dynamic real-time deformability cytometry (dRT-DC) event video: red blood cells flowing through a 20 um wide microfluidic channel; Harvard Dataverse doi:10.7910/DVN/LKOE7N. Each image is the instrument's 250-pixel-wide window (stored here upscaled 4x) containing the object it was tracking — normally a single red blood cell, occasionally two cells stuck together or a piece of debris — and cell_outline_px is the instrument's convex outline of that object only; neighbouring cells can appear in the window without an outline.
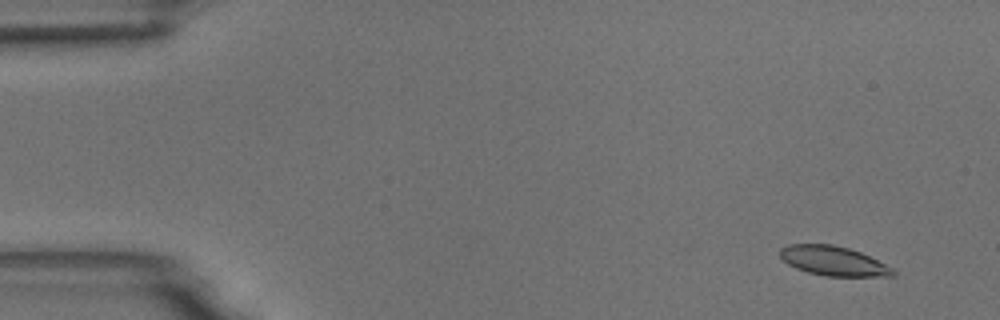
{"species": "common noctule bat (a hibernating species)", "species_latin": "Nyctalus noctula", "temperature_condition": "room temperature", "stored_images_in_passage": 55, "camera_frame_rate_fps": 3000, "um_per_image_px": 0.085, "animal": {"sex": "male", "body_mass_g": 18.8}, "frame": {"image": 1, "passage_image": 4, "time_ms": 1.0, "image_size_px": [1000, 320], "cell_outline_px": [[896, 276], [824, 276], [808, 272], [796, 268], [788, 264], [780, 256], [780, 248], [788, 244], [832, 244], [848, 248], [860, 252], [892, 268], [896, 272]], "centroid_in_image_um": [70.81, 22.18], "position_along_channel_um": 14.2, "area_um2": 19.25}}
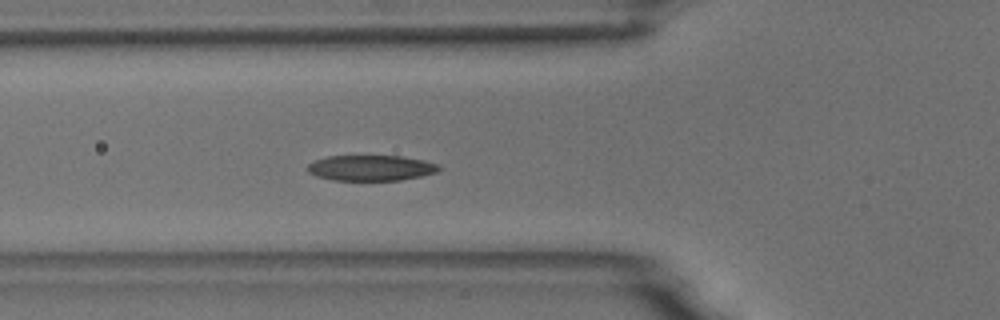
{"frame": {"image": 2, "passage_image": 20, "time_ms": 6.333, "image_size_px": [1000, 320], "cell_outline_px": [[444, 168], [440, 172], [400, 180], [332, 180], [316, 176], [308, 172], [308, 164], [316, 160], [328, 156], [400, 156], [424, 160], [440, 164]], "centroid_in_image_um": [31.6, 14.27], "position_along_channel_um": 94.2, "area_um2": 19.71}}
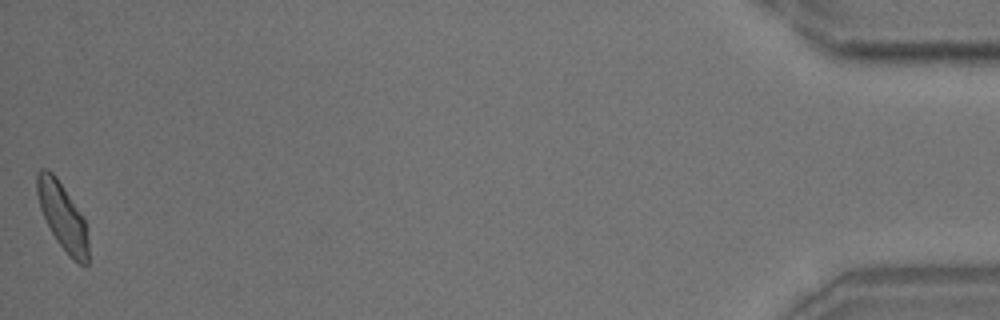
{"frame": {"image": 3, "passage_image": 55, "time_ms": 18.0, "image_size_px": [1000, 320], "cell_outline_px": [[88, 264], [80, 264], [72, 260], [68, 256], [56, 240], [40, 208], [36, 192], [36, 172], [40, 168], [48, 168], [56, 176], [84, 216], [88, 240]], "centroid_in_image_um": [5.31, 18.37], "position_along_channel_um": 429.9, "area_um2": 20.23}, "authors_computed_cell_mechanics": {"area_um2": 20.1144, "velocity_mm_per_s": 3.6916, "shape_relaxation_time_tau1_ms": 2.9212, "shape_relaxation_time_tau2_ms": 1.963, "deformation_change_tau1": 0.1286, "deformation_change_tau2": 0.0657}}